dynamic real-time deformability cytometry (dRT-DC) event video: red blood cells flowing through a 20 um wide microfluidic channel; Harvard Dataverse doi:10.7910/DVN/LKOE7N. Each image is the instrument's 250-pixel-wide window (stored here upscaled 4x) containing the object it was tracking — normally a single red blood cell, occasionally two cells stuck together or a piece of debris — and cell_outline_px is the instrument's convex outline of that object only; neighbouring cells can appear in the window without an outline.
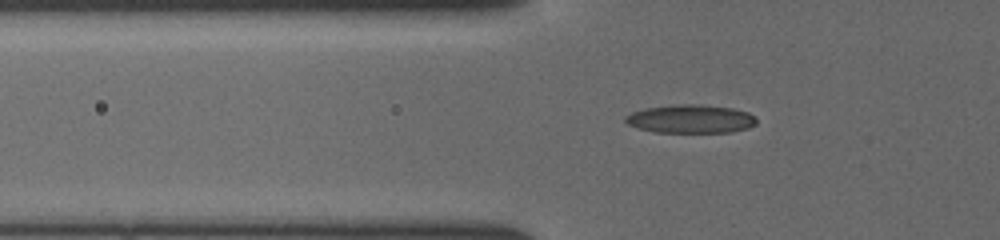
{"species": "common noctule bat (a hibernating species)", "species_latin": "Nyctalus noctula", "temperature_condition": "cold", "stored_images_in_passage": 50, "camera_frame_rate_fps": 3000, "um_per_image_px": 0.085, "animal": {"sex": "female", "body_mass_g": 19.5, "forearm_length_mm": 54.1}, "frame": {"image": 1, "passage_image": 19, "time_ms": 6.0, "image_size_px": [1000, 240], "cell_outline_px": [[756, 124], [748, 128], [732, 132], [652, 132], [628, 124], [624, 120], [624, 116], [632, 112], [644, 108], [672, 104], [700, 104], [732, 108], [748, 112], [756, 116]], "centroid_in_image_um": [58.71, 10.1], "position_along_channel_um": 67.1, "area_um2": 21.91}}
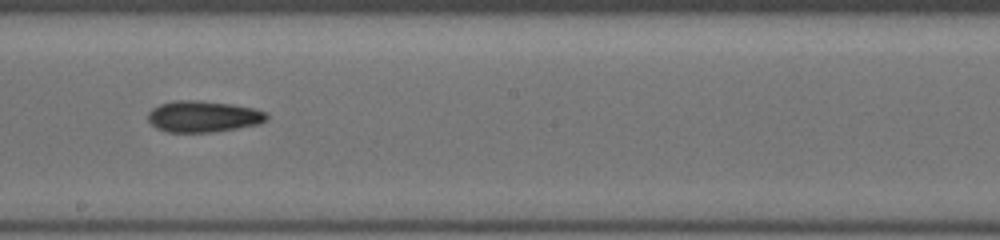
{"frame": {"image": 2, "passage_image": 31, "time_ms": 10.0, "image_size_px": [1000, 240], "cell_outline_px": [[268, 120], [260, 124], [212, 132], [168, 132], [156, 128], [148, 120], [148, 112], [152, 108], [160, 104], [172, 100], [196, 100], [232, 104], [256, 108], [268, 112]], "centroid_in_image_um": [17.3, 9.89], "position_along_channel_um": 230.9, "area_um2": 21.91}}
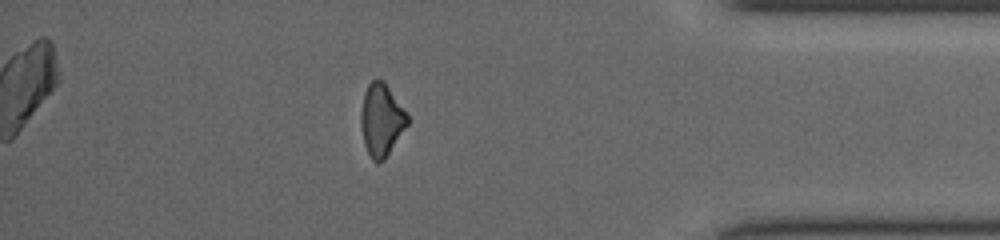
{"frame": {"image": 3, "passage_image": 45, "time_ms": 14.667, "image_size_px": [1000, 240], "cell_outline_px": [[408, 124], [384, 160], [376, 164], [372, 160], [364, 144], [360, 124], [360, 112], [364, 92], [368, 84], [372, 80], [384, 80], [408, 116]], "centroid_in_image_um": [32.39, 10.2], "position_along_channel_um": 402.8, "area_um2": 19.54}}